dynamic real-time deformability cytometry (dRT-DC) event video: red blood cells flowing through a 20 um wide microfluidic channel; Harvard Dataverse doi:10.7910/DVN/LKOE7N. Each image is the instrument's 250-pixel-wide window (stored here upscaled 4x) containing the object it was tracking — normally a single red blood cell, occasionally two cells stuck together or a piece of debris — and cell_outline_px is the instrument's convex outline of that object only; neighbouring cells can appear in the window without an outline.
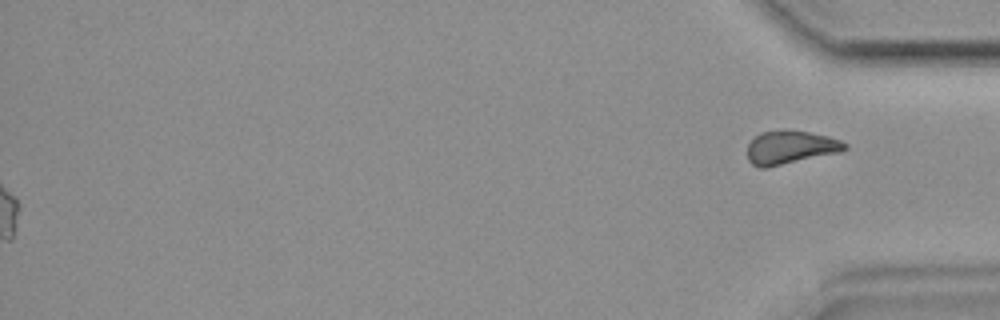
{"species": "common noctule bat (a hibernating species)", "species_latin": "Nyctalus noctula", "temperature_condition": "room temperature", "stored_images_in_passage": 41, "camera_frame_rate_fps": 3000, "um_per_image_px": 0.085, "animal": {"sex": "female", "body_mass_g": 19.9}, "frame": {"image": 1, "passage_image": 41, "time_ms": 13.333, "image_size_px": [1000, 320], "cell_outline_px": [[848, 148], [840, 152], [768, 168], [760, 168], [752, 164], [748, 160], [748, 144], [760, 132], [780, 128], [788, 128], [828, 136], [840, 140], [848, 144]], "centroid_in_image_um": [67.18, 12.51], "position_along_channel_um": 368.0, "area_um2": 19.42}}